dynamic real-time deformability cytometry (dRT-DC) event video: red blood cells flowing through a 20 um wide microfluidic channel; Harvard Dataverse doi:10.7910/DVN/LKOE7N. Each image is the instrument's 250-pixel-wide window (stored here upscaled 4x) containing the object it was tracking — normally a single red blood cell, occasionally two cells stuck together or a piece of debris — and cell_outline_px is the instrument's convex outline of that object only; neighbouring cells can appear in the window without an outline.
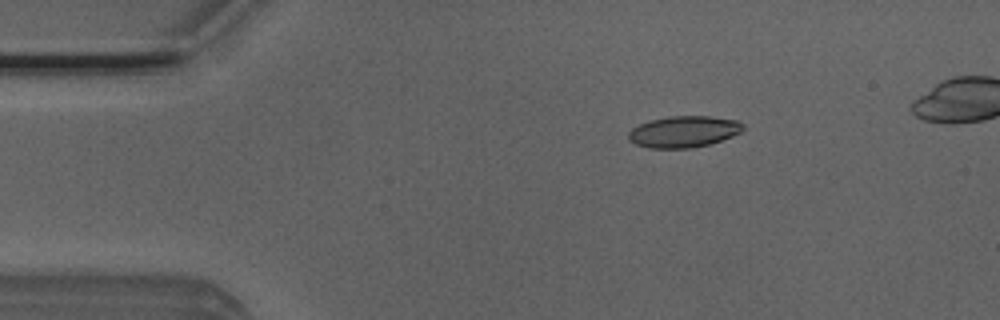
{"species": "Egyptian fruit bat (a non-hibernating species)", "species_latin": "Rousettus aegyptiacus", "temperature_condition": "room temperature", "stored_images_in_passage": 6, "camera_frame_rate_fps": 3000, "um_per_image_px": 0.085, "animal": {"sex": "male"}, "frame": {"image": 1, "passage_image": 3, "time_ms": 0.667, "image_size_px": [1000, 320], "cell_outline_px": [[744, 128], [740, 132], [732, 136], [708, 144], [692, 148], [648, 148], [636, 144], [628, 140], [628, 132], [632, 128], [648, 120], [668, 116], [712, 116], [736, 120], [744, 124]], "centroid_in_image_um": [58.09, 11.18], "position_along_channel_um": 26.9, "area_um2": 21.04}}